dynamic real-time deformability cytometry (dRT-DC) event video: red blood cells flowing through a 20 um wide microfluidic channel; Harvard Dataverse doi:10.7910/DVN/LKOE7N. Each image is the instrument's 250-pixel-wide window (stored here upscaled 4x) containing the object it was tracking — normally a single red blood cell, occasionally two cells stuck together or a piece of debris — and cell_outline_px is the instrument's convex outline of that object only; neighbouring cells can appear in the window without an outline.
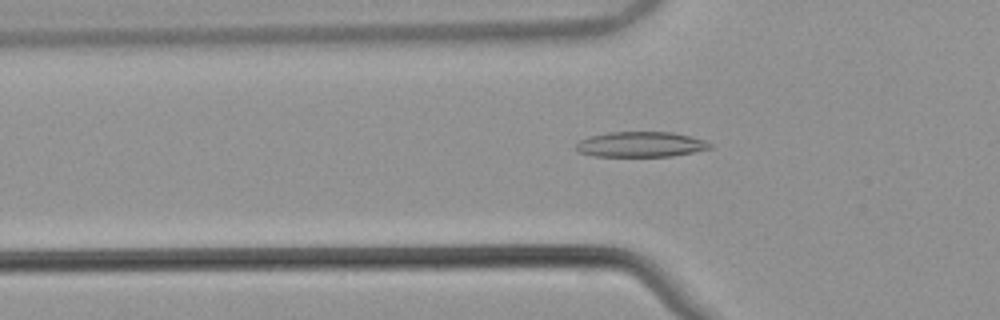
{"species": "common noctule bat (a hibernating species)", "species_latin": "Nyctalus noctula", "temperature_condition": "warm", "stored_images_in_passage": 46, "camera_frame_rate_fps": 3000, "um_per_image_px": 0.085, "animal": {"sex": "male", "body_mass_g": 21.5, "forearm_length_mm": 52.0}, "frame": {"image": 1, "passage_image": 14, "time_ms": 4.333, "image_size_px": [1000, 320], "cell_outline_px": [[712, 148], [672, 156], [592, 156], [576, 152], [576, 144], [580, 140], [588, 136], [608, 132], [672, 132], [704, 140], [712, 144]], "centroid_in_image_um": [54.41, 12.27], "position_along_channel_um": 71.4, "area_um2": 19.77}}
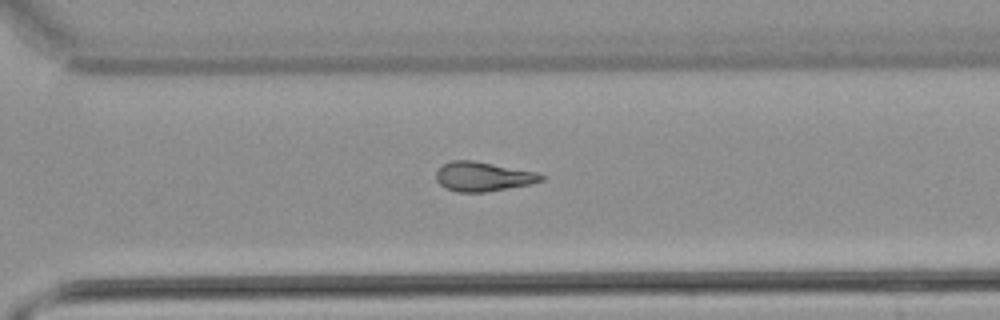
{"frame": {"image": 2, "passage_image": 34, "time_ms": 11.0, "image_size_px": [1000, 320], "cell_outline_px": [[544, 180], [528, 184], [484, 192], [456, 192], [444, 188], [436, 180], [436, 172], [444, 164], [452, 160], [472, 160], [536, 172], [544, 176]], "centroid_in_image_um": [41.01, 15.01], "position_along_channel_um": 329.6, "area_um2": 17.74}}
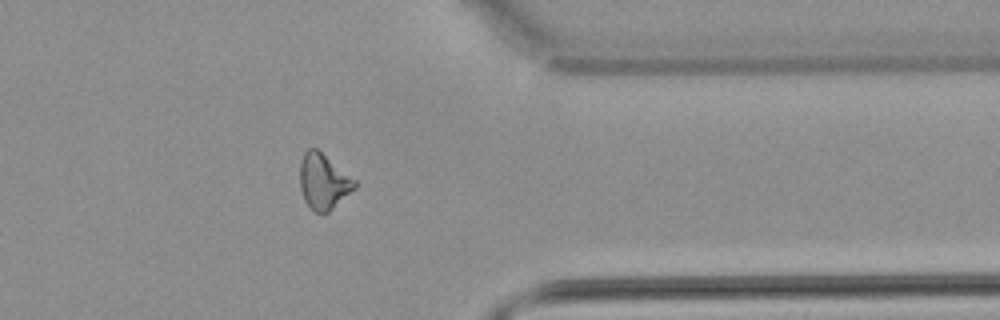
{"frame": {"image": 3, "passage_image": 39, "time_ms": 12.667, "image_size_px": [1000, 320], "cell_outline_px": [[356, 188], [328, 212], [316, 212], [304, 200], [300, 188], [300, 164], [304, 152], [308, 148], [316, 148], [356, 180]], "centroid_in_image_um": [27.49, 15.41], "position_along_channel_um": 383.9, "area_um2": 17.46}}